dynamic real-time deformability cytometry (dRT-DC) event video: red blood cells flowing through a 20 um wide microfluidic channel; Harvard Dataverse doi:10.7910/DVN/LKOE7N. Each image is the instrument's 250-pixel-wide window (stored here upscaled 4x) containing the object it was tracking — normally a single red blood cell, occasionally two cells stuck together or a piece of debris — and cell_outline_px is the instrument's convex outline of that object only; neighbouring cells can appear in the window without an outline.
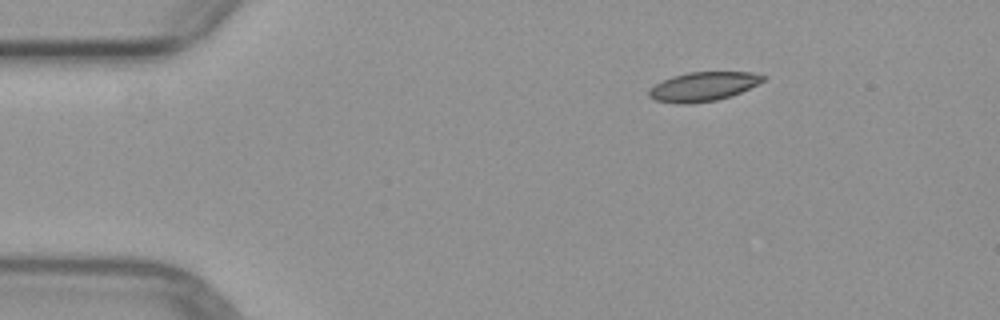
{"species": "common noctule bat (a hibernating species)", "species_latin": "Nyctalus noctula", "temperature_condition": "warm", "stored_images_in_passage": 3, "camera_frame_rate_fps": 3000, "um_per_image_px": 0.085, "animal": {"sex": "female", "body_mass_g": 29.2, "forearm_length_mm": 56.3}, "frame": {"image": 1, "passage_image": 1, "time_ms": 0.0, "image_size_px": [1000, 320], "cell_outline_px": [[764, 80], [732, 96], [716, 100], [688, 104], [676, 104], [656, 100], [648, 96], [648, 88], [672, 76], [688, 72], [752, 72], [764, 76]], "centroid_in_image_um": [59.72, 7.36], "position_along_channel_um": 25.3, "area_um2": 19.25}}